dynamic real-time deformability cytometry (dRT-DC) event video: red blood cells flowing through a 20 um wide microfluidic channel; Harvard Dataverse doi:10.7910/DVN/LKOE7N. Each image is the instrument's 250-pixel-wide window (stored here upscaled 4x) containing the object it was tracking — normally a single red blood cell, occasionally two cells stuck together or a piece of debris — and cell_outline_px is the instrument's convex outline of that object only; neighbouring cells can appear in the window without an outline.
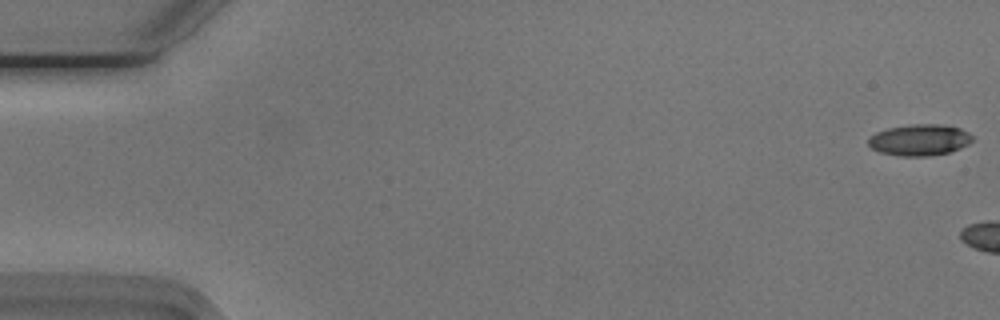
{"species": "Egyptian fruit bat (a non-hibernating species)", "species_latin": "Rousettus aegyptiacus", "temperature_condition": "cold", "stored_images_in_passage": 6, "camera_frame_rate_fps": 3000, "um_per_image_px": 0.085, "animal": {"sex": "male"}, "frame": {"image": 1, "passage_image": 1, "time_ms": 0.0, "image_size_px": [1000, 320], "cell_outline_px": [[972, 140], [968, 144], [960, 148], [948, 152], [928, 156], [900, 156], [880, 152], [872, 148], [868, 144], [868, 140], [876, 132], [888, 128], [912, 124], [944, 124], [960, 128], [968, 132], [972, 136]], "centroid_in_image_um": [78.17, 11.89], "position_along_channel_um": 6.8, "area_um2": 18.9}}